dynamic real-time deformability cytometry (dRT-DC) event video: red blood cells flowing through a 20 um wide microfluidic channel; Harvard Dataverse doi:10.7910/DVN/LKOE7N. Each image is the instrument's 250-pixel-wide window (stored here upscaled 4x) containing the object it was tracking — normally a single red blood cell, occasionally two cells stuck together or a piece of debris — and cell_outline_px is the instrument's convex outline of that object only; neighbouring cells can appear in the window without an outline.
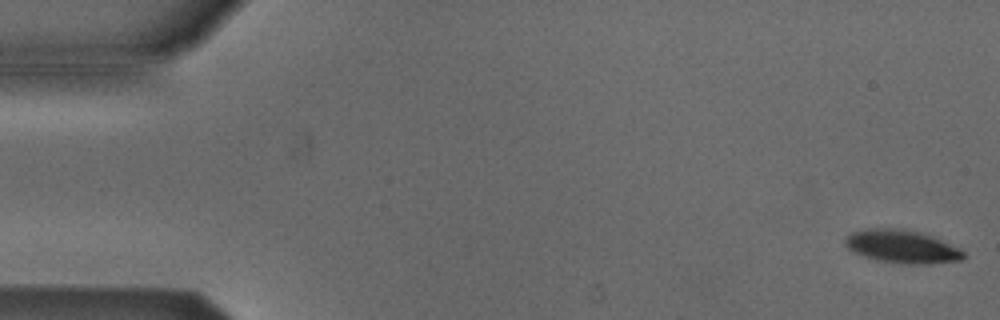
{"species": "Egyptian fruit bat (a non-hibernating species)", "species_latin": "Rousettus aegyptiacus", "temperature_condition": "cold", "stored_images_in_passage": 5, "camera_frame_rate_fps": 3000, "um_per_image_px": 0.085, "animal": {"sex": "male"}, "frame": {"image": 1, "passage_image": 1, "time_ms": 0.0, "image_size_px": [1000, 320], "cell_outline_px": [[964, 256], [960, 260], [928, 264], [904, 264], [876, 260], [852, 252], [844, 244], [844, 240], [852, 232], [868, 228], [900, 228], [920, 232], [932, 236], [960, 248], [964, 252]], "centroid_in_image_um": [76.65, 20.95], "position_along_channel_um": 8.4, "area_um2": 22.89}}
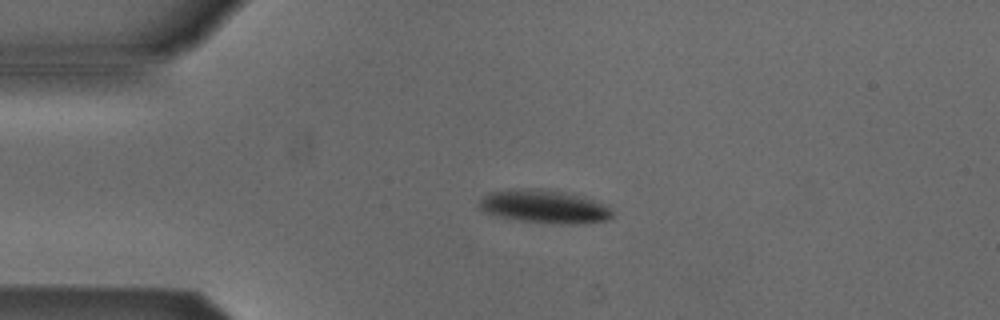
{"frame": {"image": 2, "passage_image": 4, "time_ms": 3.667, "image_size_px": [1000, 320], "cell_outline_px": [[616, 216], [608, 220], [576, 224], [552, 224], [520, 220], [500, 216], [484, 212], [480, 208], [480, 200], [488, 192], [508, 188], [540, 188], [564, 192], [584, 196], [608, 204]], "centroid_in_image_um": [46.33, 17.54], "position_along_channel_um": 38.7, "area_um2": 26.36}}